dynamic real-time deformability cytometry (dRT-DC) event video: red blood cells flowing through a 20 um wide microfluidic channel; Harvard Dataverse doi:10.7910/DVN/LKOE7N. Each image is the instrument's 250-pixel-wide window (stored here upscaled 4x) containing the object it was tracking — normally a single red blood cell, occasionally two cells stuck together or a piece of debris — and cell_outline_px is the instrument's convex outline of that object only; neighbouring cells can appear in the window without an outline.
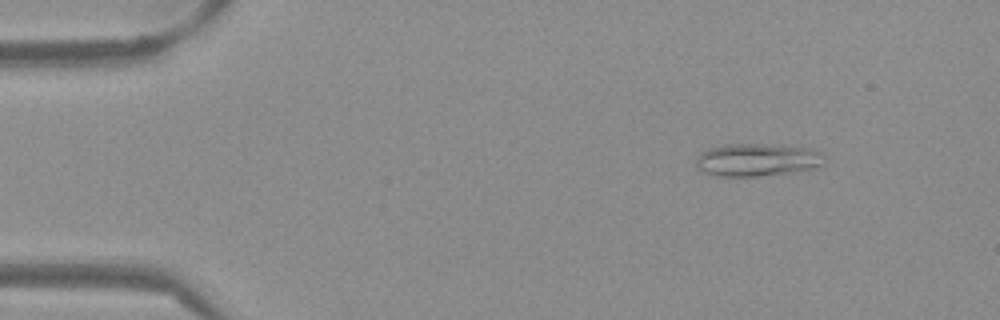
{"species": "Egyptian fruit bat (a non-hibernating species)", "species_latin": "Rousettus aegyptiacus", "temperature_condition": "warm", "stored_images_in_passage": 52, "camera_frame_rate_fps": 3000, "um_per_image_px": 0.085, "frame": {"image": 1, "passage_image": 6, "time_ms": 1.667, "image_size_px": [1000, 320], "cell_outline_px": [[828, 160], [824, 164], [816, 168], [788, 172], [756, 176], [716, 176], [704, 172], [696, 168], [696, 156], [700, 152], [708, 148], [724, 144], [756, 144], [808, 148], [820, 152]], "centroid_in_image_um": [64.32, 13.59], "position_along_channel_um": 20.7, "area_um2": 24.51}}
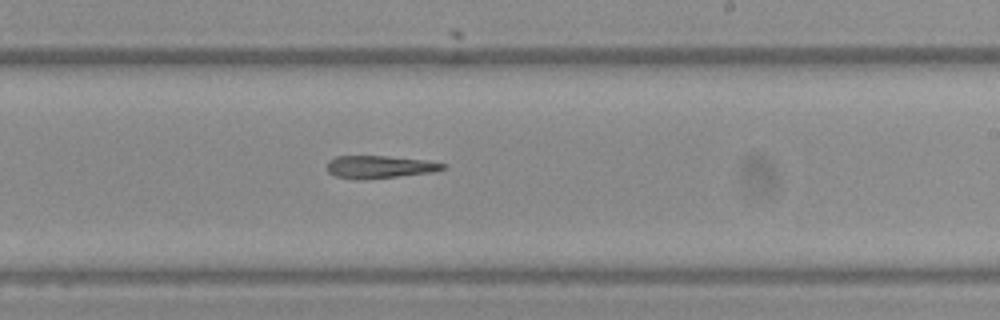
{"frame": {"image": 2, "passage_image": 31, "time_ms": 10.0, "image_size_px": [1000, 320], "cell_outline_px": [[448, 168], [436, 172], [368, 180], [356, 180], [336, 176], [328, 172], [328, 160], [336, 156], [388, 156], [428, 160], [448, 164]], "centroid_in_image_um": [32.35, 14.2], "position_along_channel_um": 256.7, "area_um2": 15.78}}
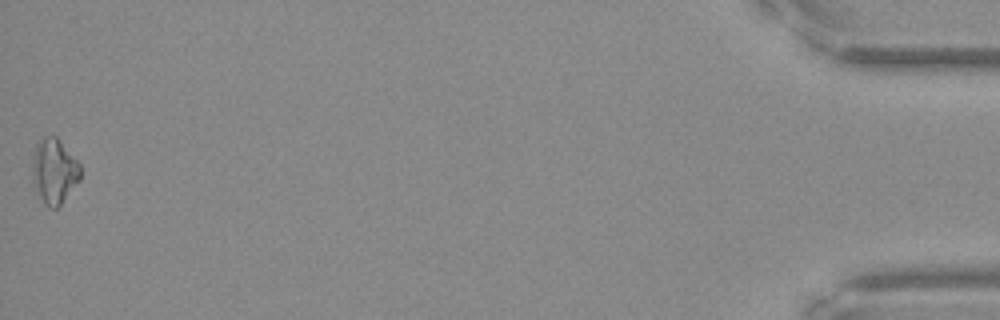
{"frame": {"image": 3, "passage_image": 52, "time_ms": 17.0, "image_size_px": [1000, 320], "cell_outline_px": [[80, 180], [60, 204], [56, 208], [48, 208], [40, 196], [32, 180], [32, 164], [36, 144], [44, 136], [56, 136], [80, 164]], "centroid_in_image_um": [4.6, 14.54], "position_along_channel_um": 430.6, "area_um2": 17.92}}